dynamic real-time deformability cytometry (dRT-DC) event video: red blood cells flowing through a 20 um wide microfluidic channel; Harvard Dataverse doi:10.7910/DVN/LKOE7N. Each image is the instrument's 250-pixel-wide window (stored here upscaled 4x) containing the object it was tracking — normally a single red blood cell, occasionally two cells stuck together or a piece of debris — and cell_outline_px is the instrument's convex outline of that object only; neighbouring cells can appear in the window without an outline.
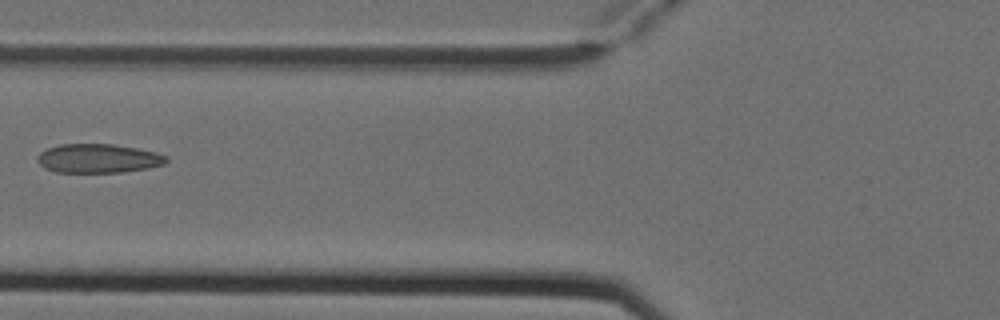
{"species": "Egyptian fruit bat (a non-hibernating species)", "species_latin": "Rousettus aegyptiacus", "temperature_condition": "cold", "stored_images_in_passage": 6, "camera_frame_rate_fps": 3000, "um_per_image_px": 0.085, "animal": {"sex": "female"}, "frame": {"image": 1, "passage_image": 6, "time_ms": 1.667, "image_size_px": [1000, 320], "cell_outline_px": [[168, 160], [164, 164], [148, 168], [120, 172], [56, 172], [44, 168], [36, 160], [36, 156], [40, 152], [48, 148], [60, 144], [112, 144], [136, 148], [156, 152], [168, 156]], "centroid_in_image_um": [8.33, 13.46], "position_along_channel_um": 117.5, "area_um2": 21.79}}